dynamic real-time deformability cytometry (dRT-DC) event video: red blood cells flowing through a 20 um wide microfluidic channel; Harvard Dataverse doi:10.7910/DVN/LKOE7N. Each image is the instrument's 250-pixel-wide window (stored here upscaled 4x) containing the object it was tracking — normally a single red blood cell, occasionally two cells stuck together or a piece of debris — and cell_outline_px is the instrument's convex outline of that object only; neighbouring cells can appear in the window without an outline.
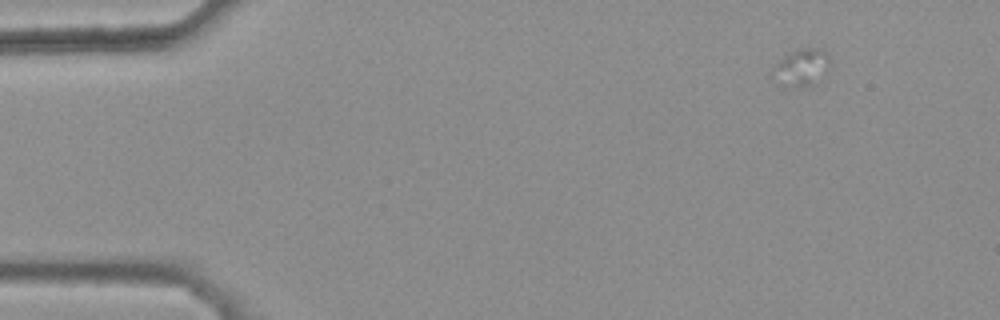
{"species": "common noctule bat (a hibernating species)", "species_latin": "Nyctalus noctula", "temperature_condition": "warm", "stored_images_in_passage": 11, "camera_frame_rate_fps": 3000, "um_per_image_px": 0.085, "animal": {"sex": "female", "body_mass_g": 25.1}, "frame": {"image": 1, "passage_image": 1, "time_ms": 0.0, "image_size_px": [1000, 320], "cell_outline_px": [[828, 68], [816, 84], [796, 84], [776, 64], [784, 56], [796, 48], [820, 48], [828, 56]], "centroid_in_image_um": [68.4, 5.54], "position_along_channel_um": 16.6, "area_um2": 10.12}}